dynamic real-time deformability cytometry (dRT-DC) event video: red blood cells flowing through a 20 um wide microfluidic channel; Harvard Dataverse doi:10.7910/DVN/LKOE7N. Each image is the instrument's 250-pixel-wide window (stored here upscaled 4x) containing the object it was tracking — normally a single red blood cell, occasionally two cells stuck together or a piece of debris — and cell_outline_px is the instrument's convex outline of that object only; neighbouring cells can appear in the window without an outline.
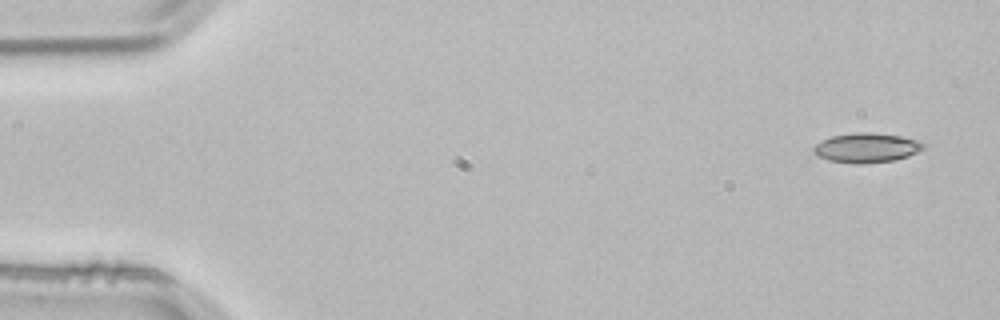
{"species": "common noctule bat (a hibernating species)", "species_latin": "Nyctalus noctula", "temperature_condition": "room temperature", "stored_images_in_passage": 3, "camera_frame_rate_fps": 3000, "um_per_image_px": 0.085, "animal": {"sex": "male", "body_mass_g": 21.5, "forearm_length_mm": 52.0}, "frame": {"image": 1, "passage_image": 1, "time_ms": 0.0, "image_size_px": [1000, 320], "cell_outline_px": [[924, 148], [920, 152], [896, 160], [860, 164], [856, 164], [828, 160], [816, 156], [812, 152], [812, 148], [820, 140], [832, 136], [856, 132], [868, 132], [900, 136], [920, 140], [924, 144]], "centroid_in_image_um": [73.64, 12.56], "position_along_channel_um": 11.4, "area_um2": 19.19}}
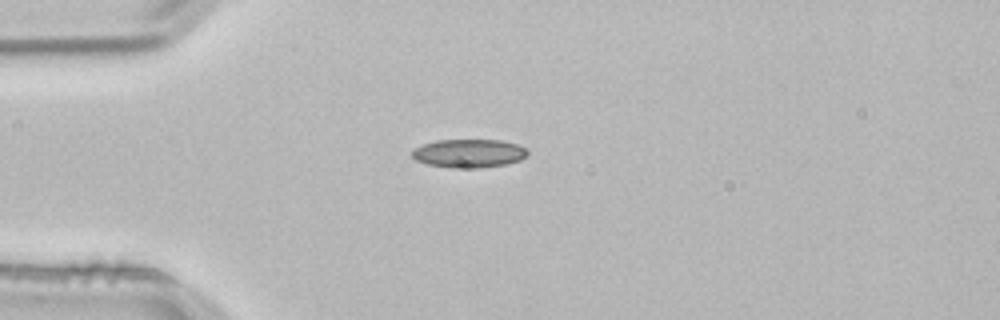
{"frame": {"image": 2, "passage_image": 3, "time_ms": 0.667, "image_size_px": [1000, 320], "cell_outline_px": [[528, 152], [520, 160], [504, 164], [476, 168], [448, 168], [428, 164], [416, 160], [412, 156], [412, 148], [436, 140], [500, 140], [520, 144]], "centroid_in_image_um": [39.82, 13.03], "position_along_channel_um": 45.2, "area_um2": 19.13}}